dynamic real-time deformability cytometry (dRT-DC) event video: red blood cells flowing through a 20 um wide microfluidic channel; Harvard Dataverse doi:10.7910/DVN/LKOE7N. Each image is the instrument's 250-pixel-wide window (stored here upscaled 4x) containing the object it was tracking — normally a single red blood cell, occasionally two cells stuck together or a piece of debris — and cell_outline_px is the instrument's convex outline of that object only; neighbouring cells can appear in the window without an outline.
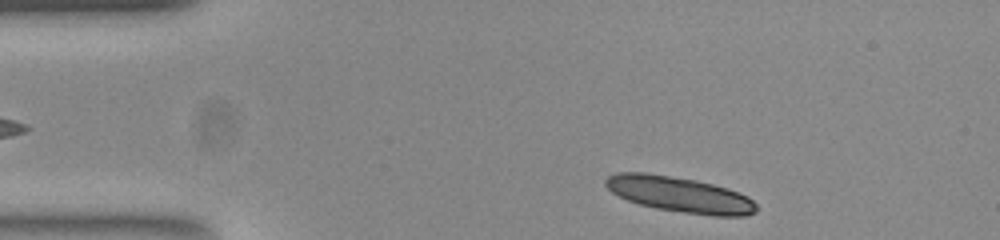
{"species": "common noctule bat (a hibernating species)", "species_latin": "Nyctalus noctula", "temperature_condition": "room temperature", "stored_images_in_passage": 47, "segment_of_instrument_passage": [1, 2], "camera_frame_rate_fps": 3000, "um_per_image_px": 0.085, "animal": {"sex": "female", "body_mass_g": 23.0, "forearm_length_mm": 53.4}, "frame": {"image": 1, "passage_image": 2, "time_ms": 0.333, "image_size_px": [1000, 240], "cell_outline_px": [[756, 212], [744, 216], [712, 216], [656, 208], [640, 204], [628, 200], [612, 192], [604, 184], [604, 180], [608, 176], [616, 172], [648, 172], [696, 180], [728, 188], [748, 196], [756, 204]], "centroid_in_image_um": [57.77, 16.52], "position_along_channel_um": 27.2, "area_um2": 31.27}}